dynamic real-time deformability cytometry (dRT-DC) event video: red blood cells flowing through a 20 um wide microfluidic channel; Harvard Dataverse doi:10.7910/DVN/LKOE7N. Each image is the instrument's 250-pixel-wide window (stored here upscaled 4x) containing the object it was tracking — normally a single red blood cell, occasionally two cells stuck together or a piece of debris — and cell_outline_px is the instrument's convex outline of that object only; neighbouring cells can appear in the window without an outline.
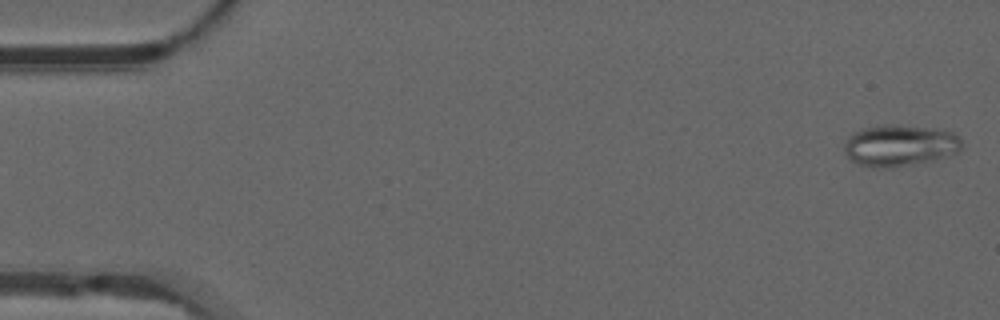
{"species": "common noctule bat (a hibernating species)", "species_latin": "Nyctalus noctula", "temperature_condition": "warm", "stored_images_in_passage": 28, "camera_frame_rate_fps": 3000, "um_per_image_px": 0.085, "animal": {"sex": "male", "forearm_length_mm": 52.5}, "frame": {"image": 1, "passage_image": 1, "time_ms": 0.0, "image_size_px": [1000, 320], "cell_outline_px": [[960, 152], [932, 160], [892, 168], [872, 168], [860, 164], [852, 160], [844, 152], [844, 144], [848, 136], [852, 132], [864, 128], [884, 124], [892, 124], [932, 128], [952, 132], [960, 140]], "centroid_in_image_um": [76.43, 12.36], "position_along_channel_um": 8.6, "area_um2": 28.38}}
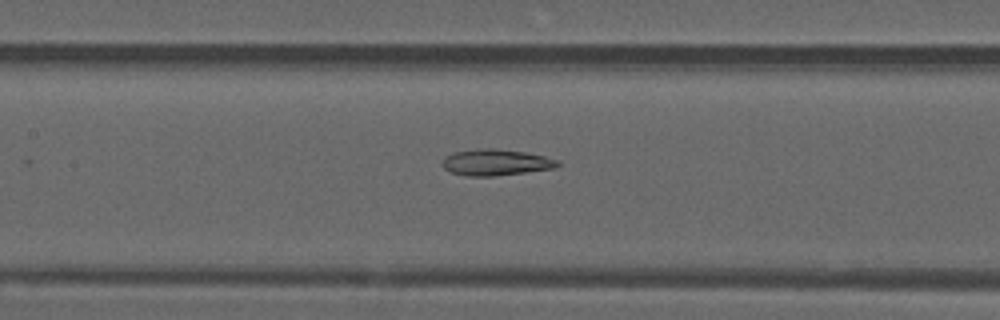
{"frame": {"image": 2, "passage_image": 24, "time_ms": 7.667, "image_size_px": [1000, 320], "cell_outline_px": [[560, 164], [556, 168], [496, 176], [464, 176], [452, 172], [444, 168], [440, 164], [444, 156], [456, 152], [484, 148], [492, 148], [524, 152], [544, 156], [560, 160]], "centroid_in_image_um": [42.15, 13.81], "position_along_channel_um": 165.3, "area_um2": 17.69}}
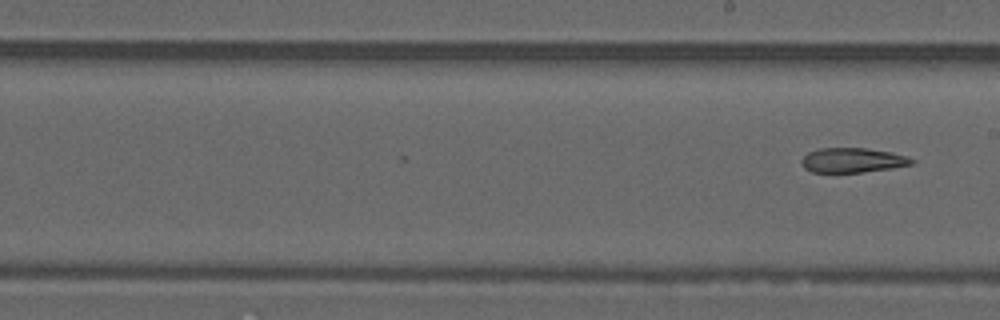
{"frame": {"image": 3, "passage_image": 28, "time_ms": 9.0, "image_size_px": [1000, 320], "cell_outline_px": [[916, 160], [912, 164], [892, 168], [864, 172], [812, 172], [804, 168], [800, 160], [808, 152], [820, 148], [868, 148], [892, 152], [908, 156]], "centroid_in_image_um": [72.49, 13.61], "position_along_channel_um": 216.5, "area_um2": 15.95}}